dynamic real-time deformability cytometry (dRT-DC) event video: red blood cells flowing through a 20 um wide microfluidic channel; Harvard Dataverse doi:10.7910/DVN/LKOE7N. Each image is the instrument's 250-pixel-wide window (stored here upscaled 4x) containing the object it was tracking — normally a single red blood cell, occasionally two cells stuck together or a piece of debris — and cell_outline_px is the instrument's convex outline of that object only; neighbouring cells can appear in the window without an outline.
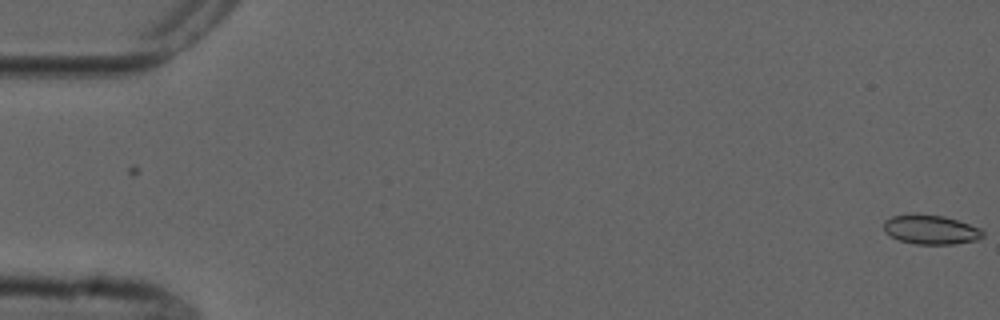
{"species": "common noctule bat (a hibernating species)", "species_latin": "Nyctalus noctula", "temperature_condition": "cold", "stored_images_in_passage": 2, "camera_frame_rate_fps": 3000, "um_per_image_px": 0.085, "animal": {"sex": "male", "forearm_length_mm": 52.5}, "frame": {"image": 1, "passage_image": 2, "time_ms": 1.0, "image_size_px": [1000, 320], "cell_outline_px": [[984, 236], [976, 240], [956, 244], [916, 244], [900, 240], [884, 232], [884, 220], [892, 216], [912, 212], [944, 216], [980, 228], [984, 232]], "centroid_in_image_um": [79.09, 19.5], "position_along_channel_um": 5.9, "area_um2": 17.11}}